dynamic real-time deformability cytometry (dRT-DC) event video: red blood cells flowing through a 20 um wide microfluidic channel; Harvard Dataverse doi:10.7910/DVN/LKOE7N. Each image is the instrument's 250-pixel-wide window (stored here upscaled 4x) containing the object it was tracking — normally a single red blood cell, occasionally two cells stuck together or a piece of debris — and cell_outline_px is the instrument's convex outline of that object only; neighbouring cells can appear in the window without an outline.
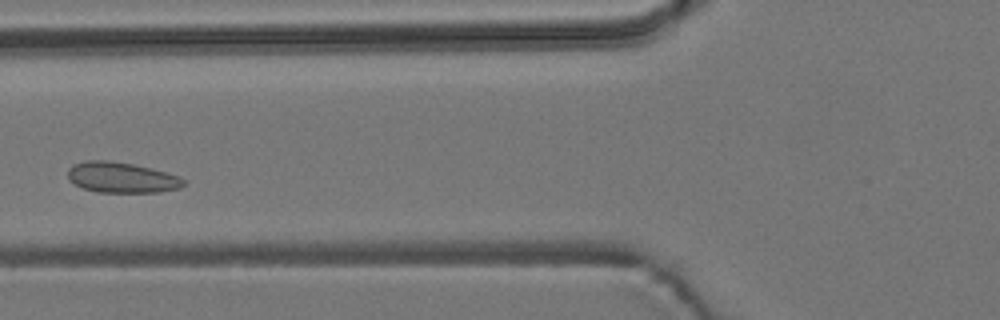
{"species": "common noctule bat (a hibernating species)", "species_latin": "Nyctalus noctula", "temperature_condition": "room temperature", "stored_images_in_passage": 4, "camera_frame_rate_fps": 3000, "um_per_image_px": 0.085, "animal": {"sex": "male", "body_mass_g": 19.2, "forearm_length_mm": 51.8}, "frame": {"image": 1, "passage_image": 4, "time_ms": 1.0, "image_size_px": [1000, 320], "cell_outline_px": [[184, 184], [180, 188], [160, 192], [96, 192], [84, 188], [68, 180], [68, 168], [72, 164], [84, 160], [108, 160], [132, 164], [152, 168], [180, 176], [184, 180]], "centroid_in_image_um": [10.32, 15.08], "position_along_channel_um": 115.5, "area_um2": 20.75}}